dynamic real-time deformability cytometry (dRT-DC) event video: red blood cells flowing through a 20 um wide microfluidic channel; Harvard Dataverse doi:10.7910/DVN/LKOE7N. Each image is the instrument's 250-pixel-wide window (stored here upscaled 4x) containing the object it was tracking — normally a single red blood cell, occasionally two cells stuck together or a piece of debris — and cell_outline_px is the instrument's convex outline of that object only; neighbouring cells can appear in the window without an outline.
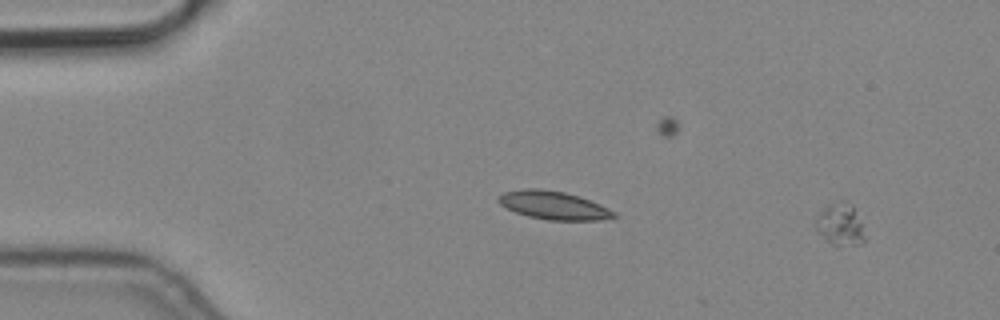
{"species": "common noctule bat (a hibernating species)", "species_latin": "Nyctalus noctula", "temperature_condition": "cold", "stored_images_in_passage": 9, "camera_frame_rate_fps": 3000, "um_per_image_px": 0.085, "animal": {"sex": "male", "body_mass_g": 19.2, "forearm_length_mm": 51.8}, "frame": {"image": 1, "passage_image": 1, "time_ms": 0.0, "image_size_px": [1000, 320], "cell_outline_px": [[864, 240], [860, 244], [832, 244], [816, 232], [816, 220], [820, 212], [828, 204], [844, 200], [852, 204], [860, 224], [864, 236]], "centroid_in_image_um": [71.38, 19.05], "position_along_channel_um": 13.6, "area_um2": 11.56}}